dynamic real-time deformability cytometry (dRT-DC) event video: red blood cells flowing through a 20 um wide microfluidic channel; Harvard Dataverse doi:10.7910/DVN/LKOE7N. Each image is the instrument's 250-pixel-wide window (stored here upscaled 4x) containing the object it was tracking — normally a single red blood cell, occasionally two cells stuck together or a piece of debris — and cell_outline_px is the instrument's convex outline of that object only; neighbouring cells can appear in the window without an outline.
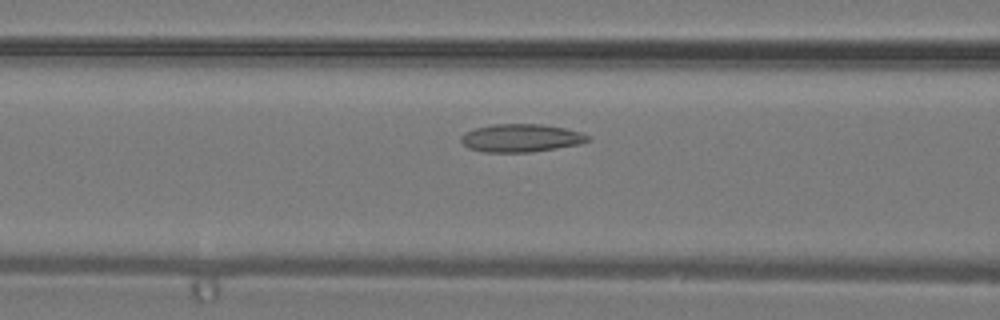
{"species": "common noctule bat (a hibernating species)", "species_latin": "Nyctalus noctula", "temperature_condition": "warm", "stored_images_in_passage": 37, "camera_frame_rate_fps": 3000, "um_per_image_px": 0.085, "animal": {"sex": "male", "body_mass_g": 19.2, "forearm_length_mm": 51.8}, "frame": {"image": 1, "passage_image": 15, "time_ms": 4.667, "image_size_px": [1000, 320], "cell_outline_px": [[592, 140], [580, 144], [532, 152], [484, 152], [468, 148], [460, 140], [460, 136], [464, 132], [476, 128], [492, 124], [540, 124], [564, 128], [580, 132], [592, 136]], "centroid_in_image_um": [44.3, 11.73], "position_along_channel_um": 122.3, "area_um2": 20.81}}
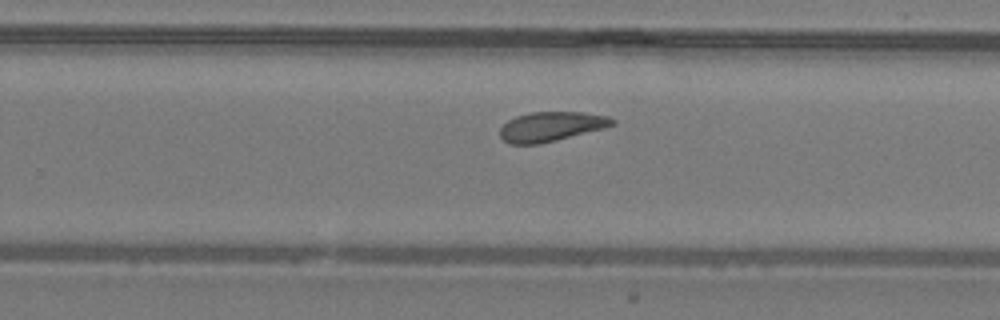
{"frame": {"image": 2, "passage_image": 24, "time_ms": 7.667, "image_size_px": [1000, 320], "cell_outline_px": [[616, 124], [604, 128], [540, 144], [508, 144], [500, 136], [500, 128], [508, 120], [516, 116], [532, 112], [584, 112], [608, 116], [616, 120]], "centroid_in_image_um": [46.85, 10.75], "position_along_channel_um": 282.9, "area_um2": 19.36}}
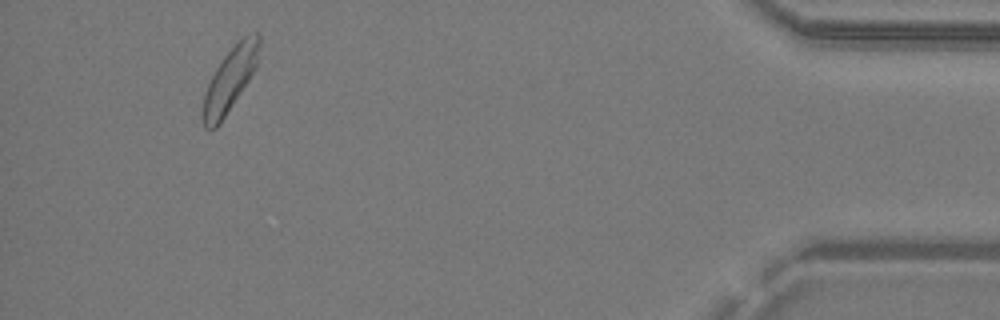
{"frame": {"image": 3, "passage_image": 35, "time_ms": 11.333, "image_size_px": [1000, 320], "cell_outline_px": [[260, 44], [256, 68], [220, 124], [216, 128], [208, 132], [204, 128], [200, 116], [200, 112], [204, 96], [208, 84], [216, 68], [224, 56], [244, 36], [256, 32], [260, 32]], "centroid_in_image_um": [19.51, 6.84], "position_along_channel_um": 415.7, "area_um2": 20.92}}